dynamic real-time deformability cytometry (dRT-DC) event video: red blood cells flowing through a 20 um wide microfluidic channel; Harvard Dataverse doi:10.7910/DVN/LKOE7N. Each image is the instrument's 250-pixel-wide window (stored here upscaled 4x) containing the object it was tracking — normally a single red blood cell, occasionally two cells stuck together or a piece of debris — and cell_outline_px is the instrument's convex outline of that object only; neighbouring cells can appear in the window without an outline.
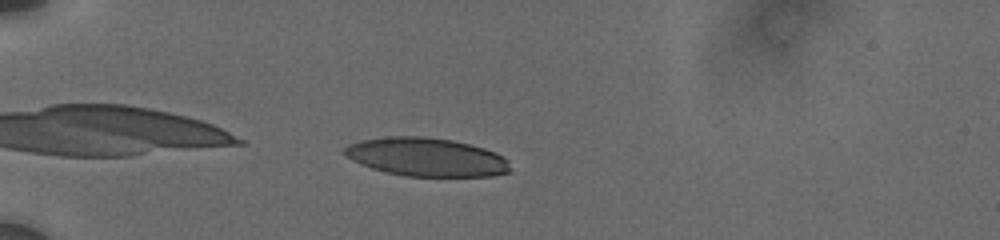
{"species": "human", "species_latin": "Homo sapiens", "temperature_condition": "cold", "stored_images_in_passage": 45, "camera_frame_rate_fps": 3000, "um_per_image_px": 0.085, "donor": {"sex": "male"}, "frame": {"image": 1, "passage_image": 2, "time_ms": 0.333, "image_size_px": [1000, 240], "cell_outline_px": [[512, 172], [492, 176], [404, 176], [372, 168], [360, 164], [344, 156], [344, 148], [348, 144], [360, 140], [388, 136], [424, 136], [452, 140], [484, 148], [508, 160]], "centroid_in_image_um": [36.22, 13.35], "position_along_channel_um": 48.8, "area_um2": 37.17}}
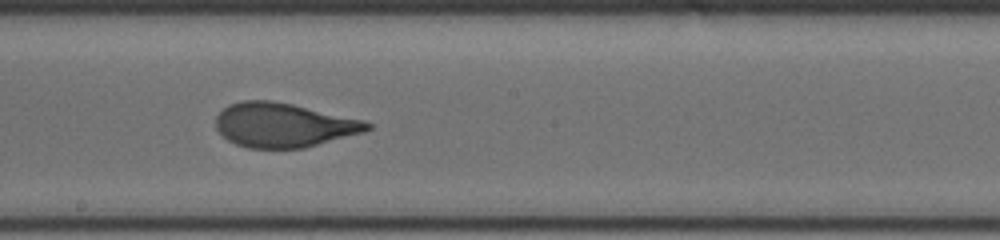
{"frame": {"image": 2, "passage_image": 22, "time_ms": 6.0, "image_size_px": [1000, 240], "cell_outline_px": [[372, 128], [364, 132], [304, 148], [248, 148], [236, 144], [228, 140], [216, 128], [216, 116], [228, 104], [244, 100], [272, 100], [292, 104], [364, 120], [372, 124]], "centroid_in_image_um": [24.1, 10.63], "position_along_channel_um": 224.1, "area_um2": 38.96}}
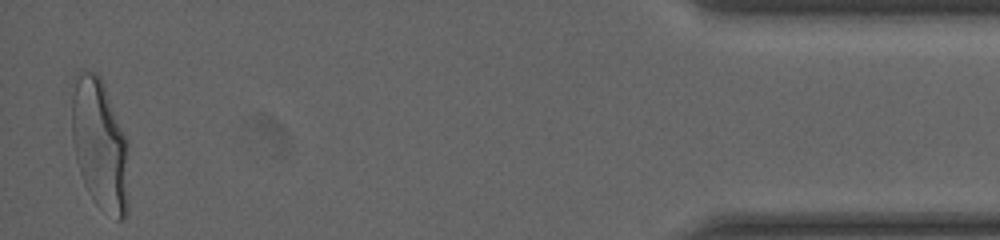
{"frame": {"image": 3, "passage_image": 45, "time_ms": 13.333, "image_size_px": [1000, 240], "cell_outline_px": [[128, 212], [124, 220], [116, 220], [100, 208], [96, 204], [84, 184], [76, 160], [72, 140], [72, 96], [76, 80], [80, 68], [96, 72], [100, 76], [104, 84], [128, 140]], "centroid_in_image_um": [8.51, 12.32], "position_along_channel_um": 426.7, "area_um2": 44.1}, "authors_computed_cell_mechanics": {"area_um2": 39.2462, "velocity_mm_per_s": 3.724, "shape_relaxation_time_tau1_ms": 3.9905, "shape_relaxation_time_tau2_ms": 0.8498, "deformation_change_tau1": 0.203, "deformation_change_tau2": 0.0623}}